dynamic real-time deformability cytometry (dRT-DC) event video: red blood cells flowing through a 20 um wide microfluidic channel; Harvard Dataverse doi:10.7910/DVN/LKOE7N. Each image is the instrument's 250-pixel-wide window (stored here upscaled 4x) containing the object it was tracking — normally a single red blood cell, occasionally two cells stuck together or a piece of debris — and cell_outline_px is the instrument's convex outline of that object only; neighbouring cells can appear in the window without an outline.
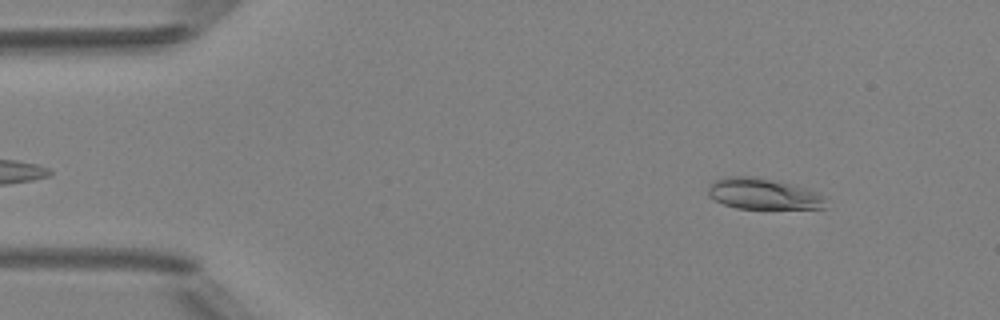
{"species": "Egyptian fruit bat (a non-hibernating species)", "species_latin": "Rousettus aegyptiacus", "temperature_condition": "room temperature", "stored_images_in_passage": 3, "camera_frame_rate_fps": 3000, "um_per_image_px": 0.085, "animal": {"sex": "female"}, "frame": {"image": 1, "passage_image": 1, "time_ms": 0.0, "image_size_px": [1000, 320], "cell_outline_px": [[828, 196], [824, 208], [736, 208], [724, 204], [708, 196], [708, 188], [716, 180], [724, 176], [756, 176], [820, 192]], "centroid_in_image_um": [64.9, 16.47], "position_along_channel_um": 20.1, "area_um2": 21.15}}